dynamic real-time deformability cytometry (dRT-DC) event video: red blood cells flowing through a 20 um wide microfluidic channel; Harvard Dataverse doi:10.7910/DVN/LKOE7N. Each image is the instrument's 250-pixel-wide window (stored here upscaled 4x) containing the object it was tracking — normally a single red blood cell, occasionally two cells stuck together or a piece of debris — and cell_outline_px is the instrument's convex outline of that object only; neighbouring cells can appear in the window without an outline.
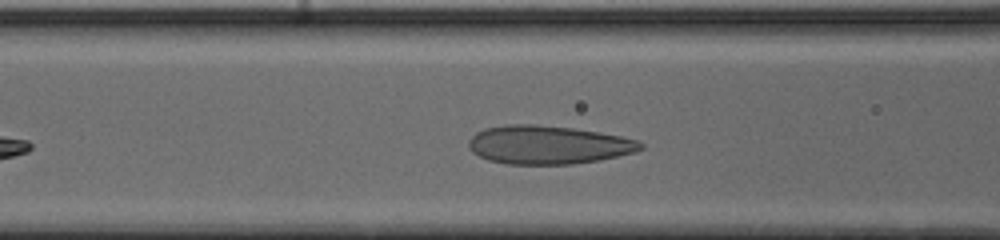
{"species": "human", "species_latin": "Homo sapiens", "temperature_condition": "cold", "stored_images_in_passage": 32, "camera_frame_rate_fps": 3000, "um_per_image_px": 0.085, "donor": {"sex": "male"}, "frame": {"image": 1, "passage_image": 9, "time_ms": 2.667, "image_size_px": [1000, 240], "cell_outline_px": [[644, 148], [636, 152], [600, 160], [572, 164], [504, 164], [488, 160], [472, 152], [468, 148], [468, 140], [476, 132], [484, 128], [504, 124], [536, 124], [572, 128], [620, 136], [636, 140], [644, 144]], "centroid_in_image_um": [46.55, 12.31], "position_along_channel_um": 120.0, "area_um2": 38.73}}
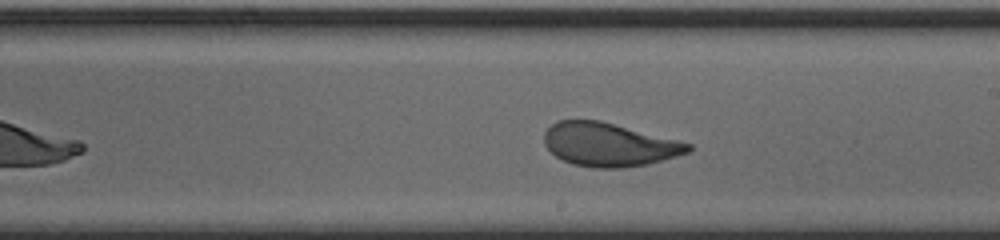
{"frame": {"image": 2, "passage_image": 18, "time_ms": 5.667, "image_size_px": [1000, 240], "cell_outline_px": [[692, 148], [688, 152], [676, 156], [648, 164], [620, 168], [592, 168], [572, 164], [556, 156], [544, 144], [544, 132], [552, 124], [560, 120], [600, 120], [692, 144]], "centroid_in_image_um": [51.74, 12.29], "position_along_channel_um": 237.3, "area_um2": 36.24}}
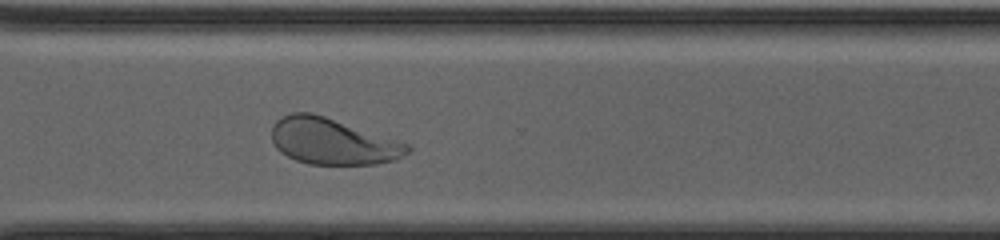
{"frame": {"image": 3, "passage_image": 26, "time_ms": 8.333, "image_size_px": [1000, 240], "cell_outline_px": [[412, 148], [408, 152], [396, 160], [376, 164], [308, 164], [296, 160], [280, 152], [276, 148], [272, 140], [272, 128], [276, 120], [292, 112], [312, 112], [408, 144]], "centroid_in_image_um": [28.24, 12.02], "position_along_channel_um": 342.4, "area_um2": 36.24}, "authors_computed_cell_mechanics": {"area_um2": 37.3388, "velocity_mm_per_s": 3.9177, "shape_relaxation_time_tau1_ms": 3.3848, "shape_relaxation_time_tau2_ms": 0.7265, "deformation_change_tau1": 0.1528, "deformation_change_tau2": 0.0736}}